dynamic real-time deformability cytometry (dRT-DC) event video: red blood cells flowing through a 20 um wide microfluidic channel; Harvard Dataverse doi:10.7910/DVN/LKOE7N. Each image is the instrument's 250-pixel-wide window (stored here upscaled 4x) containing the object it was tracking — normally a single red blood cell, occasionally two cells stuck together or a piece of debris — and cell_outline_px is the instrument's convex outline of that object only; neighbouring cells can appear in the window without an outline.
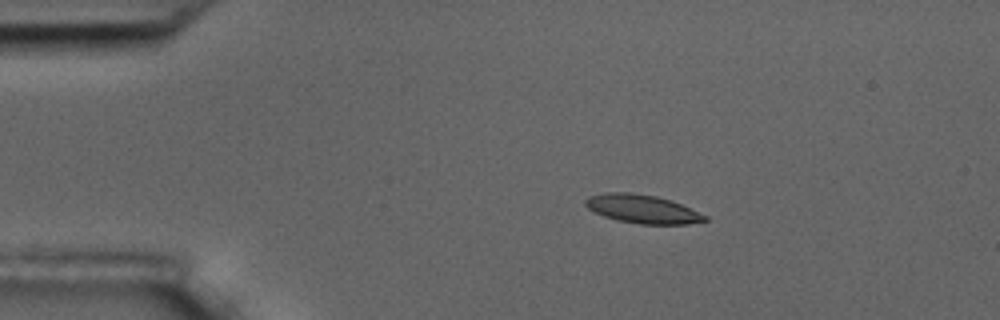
{"species": "common noctule bat (a hibernating species)", "species_latin": "Nyctalus noctula", "temperature_condition": "room temperature", "stored_images_in_passage": 5, "camera_frame_rate_fps": 3000, "um_per_image_px": 0.085, "animal": {"sex": "male", "body_mass_g": 17.5, "forearm_length_mm": 52.3}, "frame": {"image": 1, "passage_image": 3, "time_ms": 2.333, "image_size_px": [1000, 320], "cell_outline_px": [[708, 220], [688, 224], [640, 224], [616, 220], [604, 216], [588, 208], [584, 204], [584, 200], [588, 196], [604, 192], [628, 192], [656, 196], [672, 200], [708, 216]], "centroid_in_image_um": [54.6, 17.76], "position_along_channel_um": 30.4, "area_um2": 19.94}}
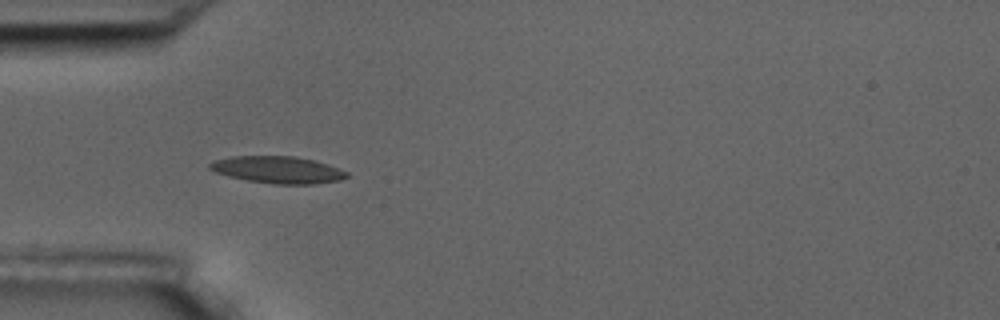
{"frame": {"image": 2, "passage_image": 5, "time_ms": 4.667, "image_size_px": [1000, 320], "cell_outline_px": [[348, 176], [340, 180], [312, 184], [272, 184], [248, 180], [228, 176], [216, 172], [208, 168], [208, 164], [212, 160], [232, 156], [296, 156], [328, 164], [348, 172]], "centroid_in_image_um": [23.58, 14.42], "position_along_channel_um": 61.4, "area_um2": 21.56}}